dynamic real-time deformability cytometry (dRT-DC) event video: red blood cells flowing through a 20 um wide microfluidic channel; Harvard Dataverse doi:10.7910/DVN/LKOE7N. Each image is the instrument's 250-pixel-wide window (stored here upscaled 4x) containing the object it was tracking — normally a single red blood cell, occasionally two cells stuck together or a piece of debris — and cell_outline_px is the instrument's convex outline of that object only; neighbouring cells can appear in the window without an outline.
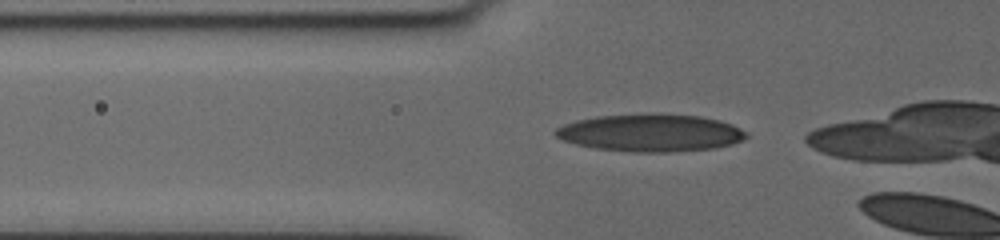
{"species": "human", "species_latin": "Homo sapiens", "temperature_condition": "cold", "stored_images_in_passage": 30, "camera_frame_rate_fps": 3000, "um_per_image_px": 0.085, "donor": {"sex": "female"}, "frame": {"image": 1, "passage_image": 26, "time_ms": 4.0, "image_size_px": [1000, 240], "cell_outline_px": [[748, 136], [744, 140], [732, 144], [716, 148], [668, 152], [632, 152], [596, 148], [576, 144], [564, 140], [556, 136], [552, 132], [556, 128], [564, 124], [576, 120], [600, 116], [652, 112], [660, 112], [700, 116], [720, 120], [732, 124], [748, 132]], "centroid_in_image_um": [55.34, 11.27], "position_along_channel_um": 70.5, "area_um2": 42.25}}